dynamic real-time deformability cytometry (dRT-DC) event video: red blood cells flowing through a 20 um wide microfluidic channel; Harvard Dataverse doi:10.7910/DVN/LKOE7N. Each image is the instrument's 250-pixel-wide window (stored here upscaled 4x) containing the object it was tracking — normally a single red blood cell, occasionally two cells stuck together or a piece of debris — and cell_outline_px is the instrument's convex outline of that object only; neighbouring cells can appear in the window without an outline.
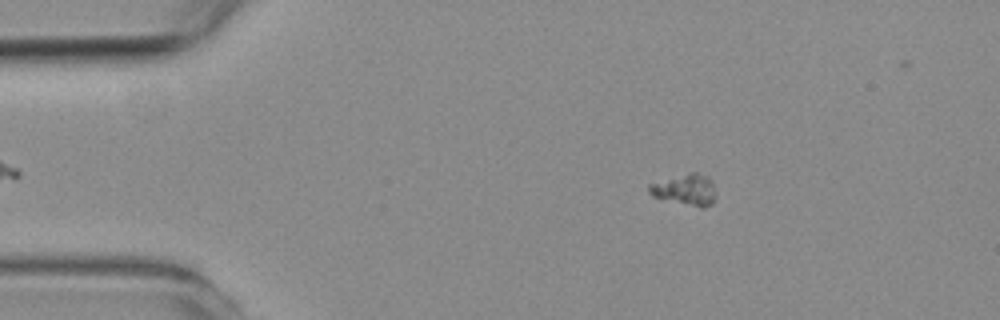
{"species": "common noctule bat (a hibernating species)", "species_latin": "Nyctalus noctula", "temperature_condition": "room temperature", "stored_images_in_passage": 42, "camera_frame_rate_fps": 3000, "um_per_image_px": 0.085, "animal": {"sex": "female", "body_mass_g": 19.3, "forearm_length_mm": 54.1}, "frame": {"image": 1, "passage_image": 5, "time_ms": 1.333, "image_size_px": [1000, 320], "cell_outline_px": [[716, 200], [712, 204], [704, 208], [700, 208], [652, 196], [648, 192], [648, 184], [688, 172], [696, 172], [708, 176], [712, 180], [716, 192]], "centroid_in_image_um": [58.29, 16.12], "position_along_channel_um": 26.7, "area_um2": 12.43}}
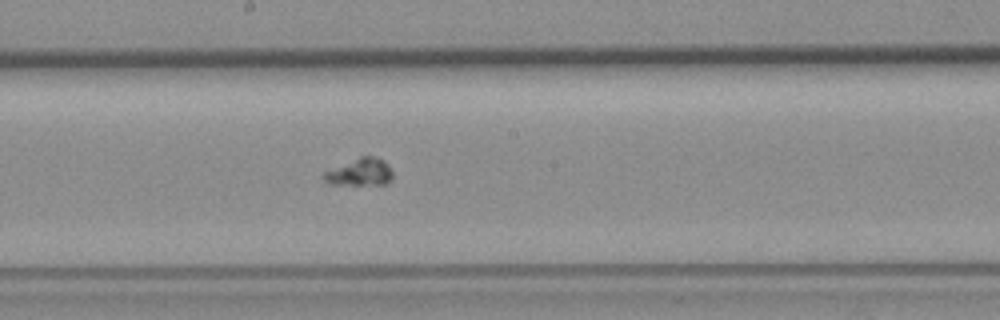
{"frame": {"image": 2, "passage_image": 25, "time_ms": 8.0, "image_size_px": [1000, 320], "cell_outline_px": [[392, 180], [388, 184], [328, 184], [320, 180], [320, 176], [324, 172], [360, 156], [372, 156], [384, 160], [392, 168]], "centroid_in_image_um": [30.58, 14.64], "position_along_channel_um": 217.6, "area_um2": 11.16}}
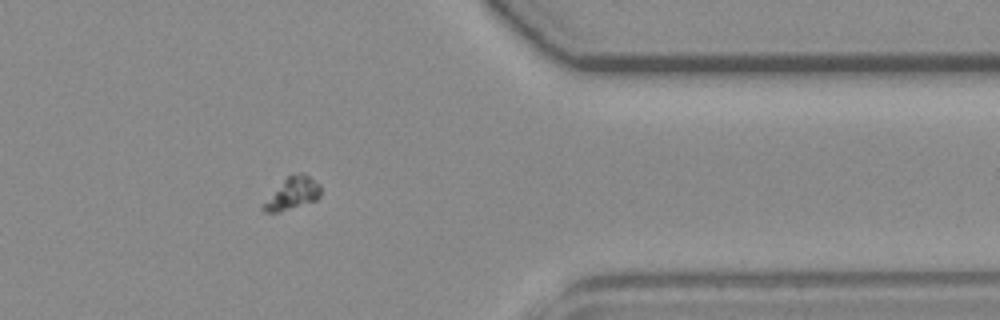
{"frame": {"image": 3, "passage_image": 40, "time_ms": 13.0, "image_size_px": [1000, 320], "cell_outline_px": [[320, 196], [316, 200], [280, 212], [264, 212], [260, 208], [284, 180], [292, 172], [308, 176], [320, 184]], "centroid_in_image_um": [24.87, 16.46], "position_along_channel_um": 386.5, "area_um2": 10.35}}